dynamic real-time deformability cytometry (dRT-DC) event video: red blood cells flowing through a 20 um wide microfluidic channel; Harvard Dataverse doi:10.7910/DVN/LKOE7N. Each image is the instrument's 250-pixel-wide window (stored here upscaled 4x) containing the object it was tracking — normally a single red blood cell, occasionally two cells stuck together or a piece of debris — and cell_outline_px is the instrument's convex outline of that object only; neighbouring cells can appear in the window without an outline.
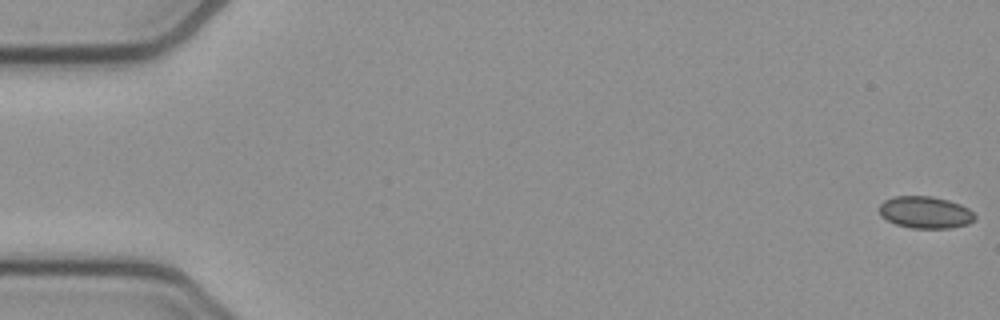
{"species": "common noctule bat (a hibernating species)", "species_latin": "Nyctalus noctula", "temperature_condition": "cold", "stored_images_in_passage": 54, "camera_frame_rate_fps": 3000, "um_per_image_px": 0.085, "animal": {"sex": "female", "body_mass_g": 21.9}, "frame": {"image": 1, "passage_image": 1, "time_ms": 0.0, "image_size_px": [1000, 320], "cell_outline_px": [[976, 220], [968, 224], [952, 228], [912, 228], [896, 224], [880, 216], [880, 204], [884, 200], [892, 196], [932, 196], [948, 200], [960, 204], [968, 208], [976, 216]], "centroid_in_image_um": [78.66, 18.05], "position_along_channel_um": 6.3, "area_um2": 17.92}}
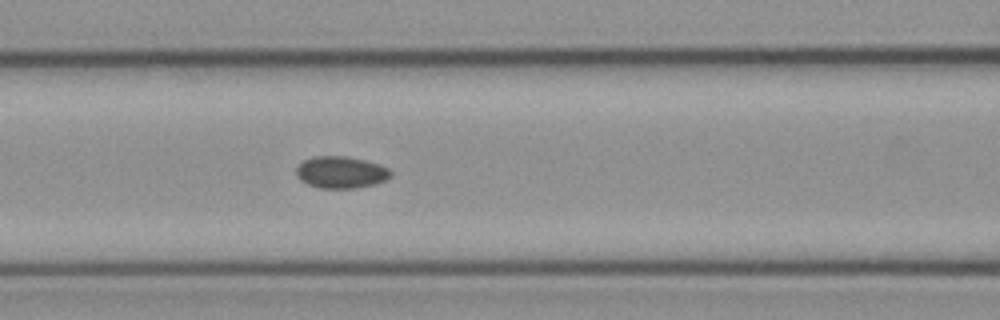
{"frame": {"image": 2, "passage_image": 23, "time_ms": 7.333, "image_size_px": [1000, 320], "cell_outline_px": [[392, 176], [384, 180], [372, 184], [356, 188], [320, 188], [308, 184], [300, 180], [296, 176], [296, 168], [304, 160], [312, 156], [348, 156], [380, 164], [388, 168], [392, 172]], "centroid_in_image_um": [28.97, 14.63], "position_along_channel_um": 137.6, "area_um2": 17.57}}
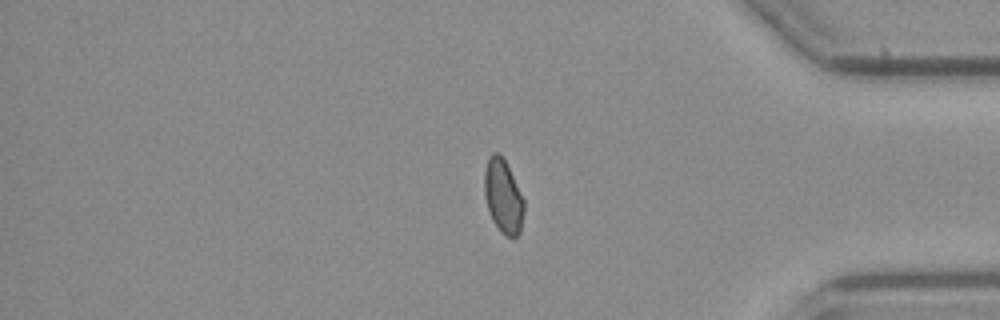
{"frame": {"image": 3, "passage_image": 45, "time_ms": 14.667, "image_size_px": [1000, 320], "cell_outline_px": [[524, 212], [520, 232], [512, 240], [504, 236], [500, 232], [492, 220], [488, 212], [484, 196], [484, 168], [488, 156], [492, 152], [500, 152], [524, 200]], "centroid_in_image_um": [42.74, 16.72], "position_along_channel_um": 392.5, "area_um2": 17.34}, "authors_computed_cell_mechanics": {"area_um2": 17.3978, "velocity_mm_per_s": 3.824, "shape_relaxation_time_tau1_ms": null, "shape_relaxation_time_tau2_ms": 6.0203, "deformation_change_tau1": null, "deformation_change_tau2": 0.0767}}